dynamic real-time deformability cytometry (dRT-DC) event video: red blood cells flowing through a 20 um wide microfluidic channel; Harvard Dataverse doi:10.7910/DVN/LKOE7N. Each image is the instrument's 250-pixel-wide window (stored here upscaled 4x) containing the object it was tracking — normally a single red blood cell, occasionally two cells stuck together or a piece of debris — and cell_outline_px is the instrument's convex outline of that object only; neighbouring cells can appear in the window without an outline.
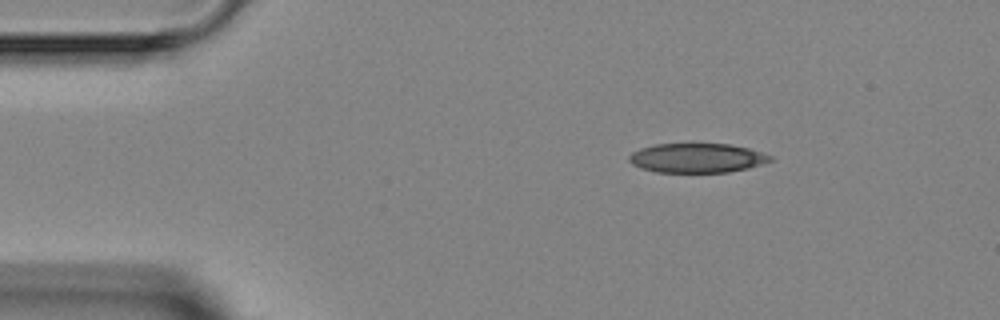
{"species": "Egyptian fruit bat (a non-hibernating species)", "species_latin": "Rousettus aegyptiacus", "temperature_condition": "room temperature", "stored_images_in_passage": 2, "camera_frame_rate_fps": 3000, "um_per_image_px": 0.085, "animal": {"sex": "female"}, "frame": {"image": 1, "passage_image": 1, "time_ms": 0.0, "image_size_px": [1000, 320], "cell_outline_px": [[772, 160], [748, 168], [728, 172], [656, 172], [632, 164], [628, 160], [628, 156], [632, 152], [640, 148], [656, 144], [728, 144], [748, 148], [772, 156]], "centroid_in_image_um": [59.22, 13.43], "position_along_channel_um": 25.8, "area_um2": 23.93}}